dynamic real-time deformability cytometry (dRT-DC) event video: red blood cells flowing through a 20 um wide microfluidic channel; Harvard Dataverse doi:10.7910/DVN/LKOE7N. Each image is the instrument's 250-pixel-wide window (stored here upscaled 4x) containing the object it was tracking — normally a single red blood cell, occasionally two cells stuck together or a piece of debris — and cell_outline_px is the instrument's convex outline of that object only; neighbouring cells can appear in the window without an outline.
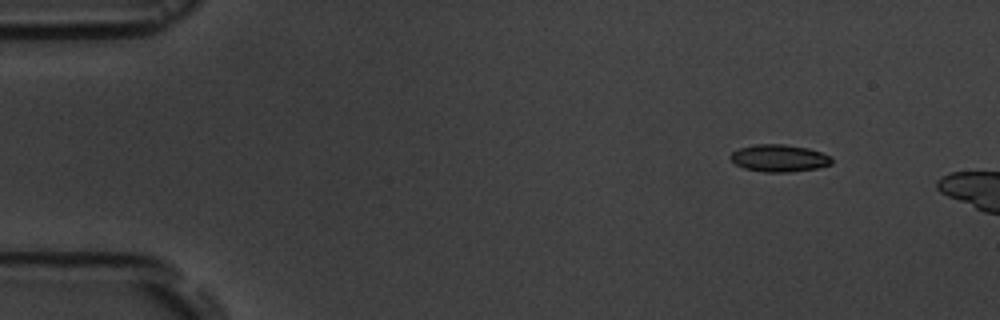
{"species": "common noctule bat (a hibernating species)", "species_latin": "Nyctalus noctula", "temperature_condition": "room temperature", "stored_images_in_passage": 3, "camera_frame_rate_fps": 3000, "um_per_image_px": 0.085, "animal": {"sex": "male", "body_mass_g": 19.5, "forearm_length_mm": 54.6}, "frame": {"image": 1, "passage_image": 1, "time_ms": 0.0, "image_size_px": [1000, 320], "cell_outline_px": [[832, 164], [820, 168], [788, 172], [764, 172], [744, 168], [736, 164], [728, 156], [732, 152], [740, 148], [756, 144], [784, 144], [808, 148], [820, 152], [828, 156], [832, 160]], "centroid_in_image_um": [66.22, 13.45], "position_along_channel_um": 18.8, "area_um2": 16.01}}